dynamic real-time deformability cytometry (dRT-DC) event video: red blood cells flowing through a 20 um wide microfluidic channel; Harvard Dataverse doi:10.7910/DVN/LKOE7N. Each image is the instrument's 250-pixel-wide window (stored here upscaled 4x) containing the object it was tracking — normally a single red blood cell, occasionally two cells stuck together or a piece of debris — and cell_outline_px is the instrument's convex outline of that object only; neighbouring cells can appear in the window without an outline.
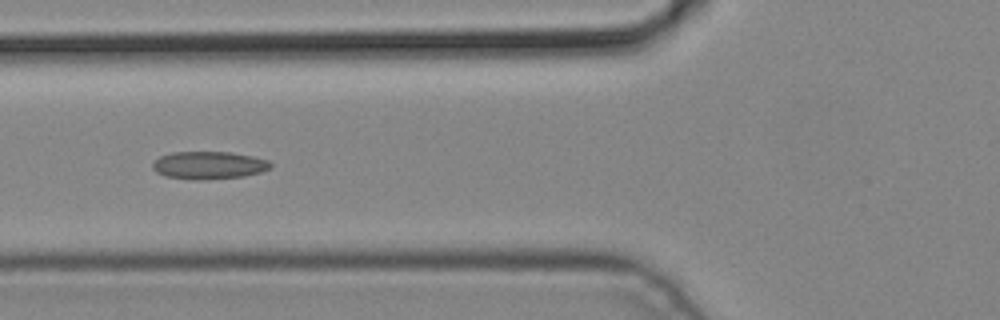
{"species": "common noctule bat (a hibernating species)", "species_latin": "Nyctalus noctula", "temperature_condition": "cold", "stored_images_in_passage": 5, "camera_frame_rate_fps": 3000, "um_per_image_px": 0.085, "animal": {"sex": "male", "body_mass_g": 19.2, "forearm_length_mm": 51.8}, "frame": {"image": 1, "passage_image": 5, "time_ms": 1.333, "image_size_px": [1000, 320], "cell_outline_px": [[272, 168], [260, 172], [244, 176], [204, 180], [196, 180], [164, 176], [156, 172], [152, 168], [152, 164], [160, 156], [172, 152], [228, 152], [252, 156], [268, 160], [272, 164]], "centroid_in_image_um": [17.75, 14.05], "position_along_channel_um": 108.1, "area_um2": 19.07}}